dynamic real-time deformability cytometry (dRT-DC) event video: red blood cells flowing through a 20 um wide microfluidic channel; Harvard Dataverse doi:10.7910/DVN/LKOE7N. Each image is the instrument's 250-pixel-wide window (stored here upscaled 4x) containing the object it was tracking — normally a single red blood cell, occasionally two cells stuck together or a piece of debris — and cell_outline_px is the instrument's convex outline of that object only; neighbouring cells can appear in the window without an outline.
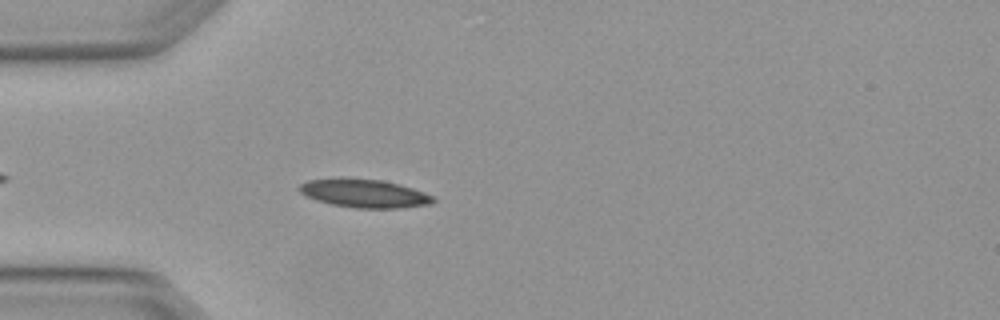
{"species": "Egyptian fruit bat (a non-hibernating species)", "species_latin": "Rousettus aegyptiacus", "temperature_condition": "warm", "stored_images_in_passage": 3, "camera_frame_rate_fps": 3000, "um_per_image_px": 0.085, "animal": {"sex": "female"}, "frame": {"image": 1, "passage_image": 3, "time_ms": 0.667, "image_size_px": [1000, 320], "cell_outline_px": [[436, 200], [432, 204], [396, 208], [356, 208], [332, 204], [316, 200], [300, 192], [296, 188], [300, 184], [308, 180], [384, 180], [400, 184], [424, 192], [432, 196]], "centroid_in_image_um": [31.02, 16.47], "position_along_channel_um": 54.0, "area_um2": 21.44}}